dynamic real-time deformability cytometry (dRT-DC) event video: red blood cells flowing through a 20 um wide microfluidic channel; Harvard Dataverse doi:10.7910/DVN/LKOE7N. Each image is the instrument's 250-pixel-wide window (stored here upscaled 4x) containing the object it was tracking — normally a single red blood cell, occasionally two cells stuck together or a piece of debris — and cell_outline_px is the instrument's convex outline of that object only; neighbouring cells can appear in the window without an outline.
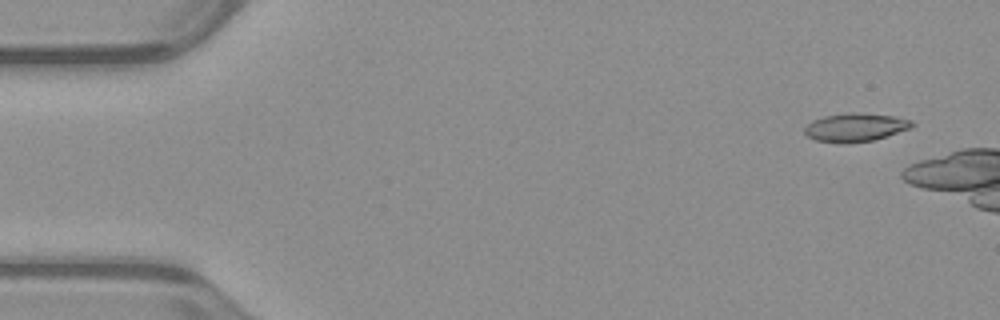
{"species": "common noctule bat (a hibernating species)", "species_latin": "Nyctalus noctula", "temperature_condition": "warm", "stored_images_in_passage": 11, "camera_frame_rate_fps": 3000, "um_per_image_px": 0.085, "animal": {"sex": "male", "body_mass_g": 23.1, "forearm_length_mm": 52.7}, "frame": {"image": 1, "passage_image": 1, "time_ms": 0.0, "image_size_px": [1000, 320], "cell_outline_px": [[916, 124], [912, 128], [888, 136], [872, 140], [848, 144], [840, 144], [816, 140], [808, 136], [804, 132], [804, 128], [812, 120], [824, 116], [848, 112], [856, 112], [892, 116], [912, 120]], "centroid_in_image_um": [72.72, 10.83], "position_along_channel_um": 12.3, "area_um2": 18.03}}